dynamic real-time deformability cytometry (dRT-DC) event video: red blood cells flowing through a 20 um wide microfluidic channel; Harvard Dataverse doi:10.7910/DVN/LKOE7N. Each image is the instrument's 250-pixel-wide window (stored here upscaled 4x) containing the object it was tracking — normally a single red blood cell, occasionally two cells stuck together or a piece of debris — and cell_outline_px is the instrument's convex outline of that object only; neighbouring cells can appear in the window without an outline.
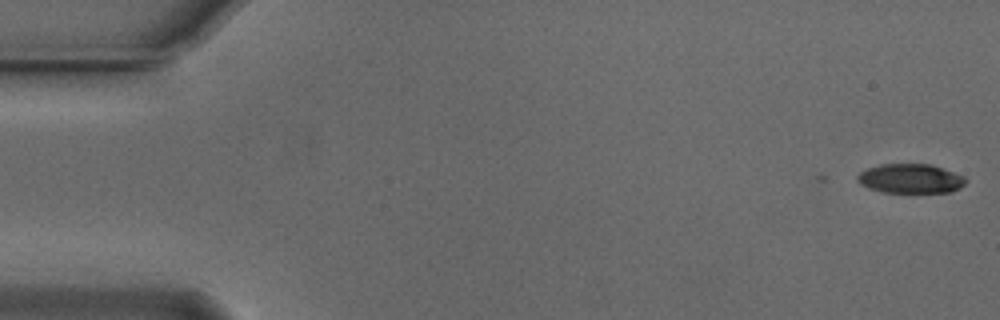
{"species": "Egyptian fruit bat (a non-hibernating species)", "species_latin": "Rousettus aegyptiacus", "temperature_condition": "cold", "stored_images_in_passage": 6, "camera_frame_rate_fps": 3000, "um_per_image_px": 0.085, "animal": {"sex": "male"}, "frame": {"image": 1, "passage_image": 6, "time_ms": 1.667, "image_size_px": [1000, 320], "cell_outline_px": [[968, 180], [960, 188], [952, 192], [880, 192], [868, 188], [860, 184], [856, 180], [856, 176], [860, 172], [868, 168], [880, 164], [932, 164], [964, 176]], "centroid_in_image_um": [77.38, 15.18], "position_along_channel_um": 7.6, "area_um2": 18.67}}